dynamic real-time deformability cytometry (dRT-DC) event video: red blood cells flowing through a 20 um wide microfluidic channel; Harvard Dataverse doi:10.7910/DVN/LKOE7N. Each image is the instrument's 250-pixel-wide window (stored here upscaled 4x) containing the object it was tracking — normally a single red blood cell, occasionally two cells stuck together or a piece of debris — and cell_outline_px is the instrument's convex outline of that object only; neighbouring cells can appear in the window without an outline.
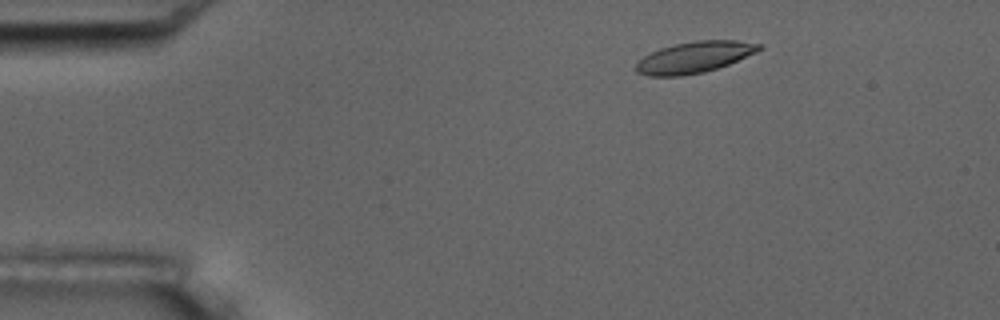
{"species": "common noctule bat (a hibernating species)", "species_latin": "Nyctalus noctula", "temperature_condition": "room temperature", "stored_images_in_passage": 3, "camera_frame_rate_fps": 3000, "um_per_image_px": 0.085, "animal": {"sex": "male", "body_mass_g": 17.5, "forearm_length_mm": 52.3}, "frame": {"image": 1, "passage_image": 1, "time_ms": 0.0, "image_size_px": [1000, 320], "cell_outline_px": [[764, 48], [756, 52], [728, 64], [704, 72], [680, 76], [648, 76], [636, 72], [636, 64], [644, 56], [660, 48], [676, 44], [696, 40], [736, 40], [764, 44]], "centroid_in_image_um": [59.05, 4.86], "position_along_channel_um": 26.0, "area_um2": 22.31}}